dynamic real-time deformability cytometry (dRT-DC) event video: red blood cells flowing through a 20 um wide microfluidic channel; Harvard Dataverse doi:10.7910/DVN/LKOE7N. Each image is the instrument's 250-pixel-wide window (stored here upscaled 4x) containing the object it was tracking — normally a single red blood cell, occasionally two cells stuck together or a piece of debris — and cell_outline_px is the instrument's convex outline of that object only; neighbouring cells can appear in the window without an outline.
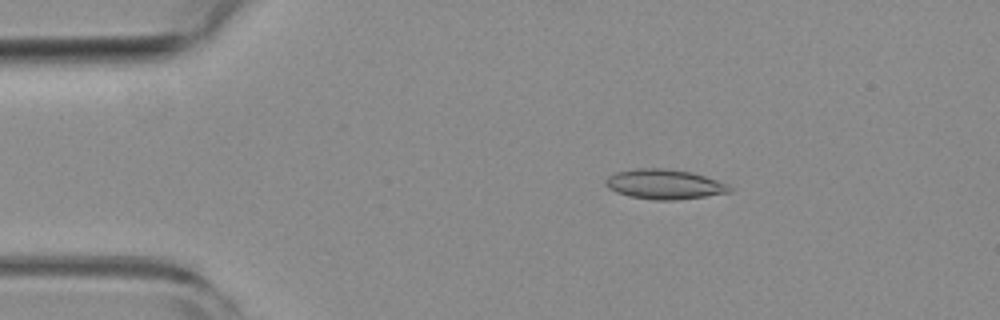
{"species": "common noctule bat (a hibernating species)", "species_latin": "Nyctalus noctula", "temperature_condition": "room temperature", "stored_images_in_passage": 17, "camera_frame_rate_fps": 3000, "um_per_image_px": 0.085, "animal": {"sex": "female", "body_mass_g": 19.3, "forearm_length_mm": 54.1}, "frame": {"image": 1, "passage_image": 3, "time_ms": 0.667, "image_size_px": [1000, 320], "cell_outline_px": [[732, 192], [676, 200], [652, 200], [628, 196], [616, 192], [608, 188], [604, 184], [604, 180], [608, 176], [616, 172], [636, 168], [664, 168], [692, 172], [716, 180], [732, 188]], "centroid_in_image_um": [56.41, 15.66], "position_along_channel_um": 28.6, "area_um2": 21.56}}
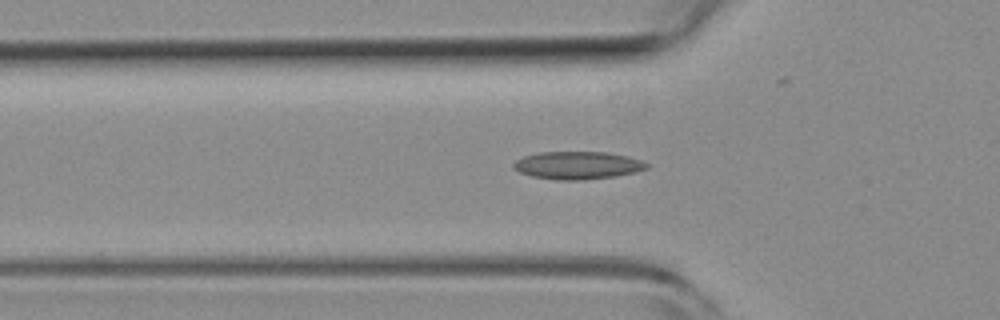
{"frame": {"image": 2, "passage_image": 11, "time_ms": 3.333, "image_size_px": [1000, 320], "cell_outline_px": [[648, 168], [636, 172], [616, 176], [584, 180], [556, 180], [532, 176], [520, 172], [512, 168], [512, 164], [516, 160], [524, 156], [540, 152], [608, 152], [628, 156], [640, 160], [648, 164]], "centroid_in_image_um": [49.09, 14.05], "position_along_channel_um": 76.7, "area_um2": 21.62}}
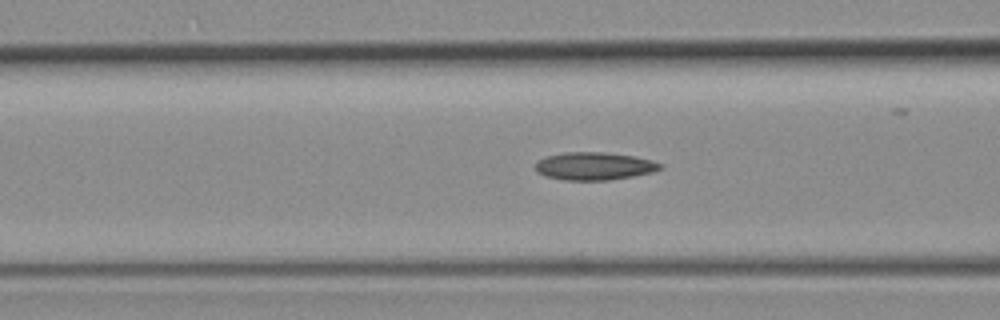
{"frame": {"image": 3, "passage_image": 14, "time_ms": 4.333, "image_size_px": [1000, 320], "cell_outline_px": [[664, 168], [652, 172], [632, 176], [608, 180], [564, 180], [548, 176], [536, 172], [536, 164], [540, 160], [548, 156], [564, 152], [604, 152], [636, 156], [652, 160], [664, 164]], "centroid_in_image_um": [50.58, 14.11], "position_along_channel_um": 116.0, "area_um2": 20.17}}